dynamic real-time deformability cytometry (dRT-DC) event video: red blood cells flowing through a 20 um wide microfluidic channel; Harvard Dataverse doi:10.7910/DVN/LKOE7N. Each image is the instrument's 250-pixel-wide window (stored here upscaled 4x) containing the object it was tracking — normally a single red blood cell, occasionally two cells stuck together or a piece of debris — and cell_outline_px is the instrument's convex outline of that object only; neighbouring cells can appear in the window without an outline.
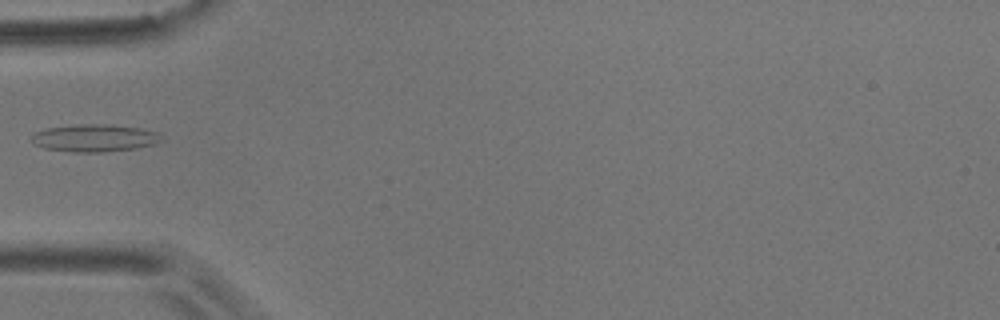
{"species": "common noctule bat (a hibernating species)", "species_latin": "Nyctalus noctula", "temperature_condition": "room temperature", "stored_images_in_passage": 2, "camera_frame_rate_fps": 3000, "um_per_image_px": 0.085, "animal": {"sex": "male", "body_mass_g": 17.9}, "frame": {"image": 1, "passage_image": 2, "time_ms": 0.333, "image_size_px": [1000, 320], "cell_outline_px": [[160, 140], [156, 144], [136, 148], [100, 152], [72, 152], [44, 148], [28, 140], [32, 132], [48, 128], [76, 124], [112, 124], [140, 128], [156, 132], [160, 136]], "centroid_in_image_um": [7.97, 11.72], "position_along_channel_um": 77.0, "area_um2": 20.87}}